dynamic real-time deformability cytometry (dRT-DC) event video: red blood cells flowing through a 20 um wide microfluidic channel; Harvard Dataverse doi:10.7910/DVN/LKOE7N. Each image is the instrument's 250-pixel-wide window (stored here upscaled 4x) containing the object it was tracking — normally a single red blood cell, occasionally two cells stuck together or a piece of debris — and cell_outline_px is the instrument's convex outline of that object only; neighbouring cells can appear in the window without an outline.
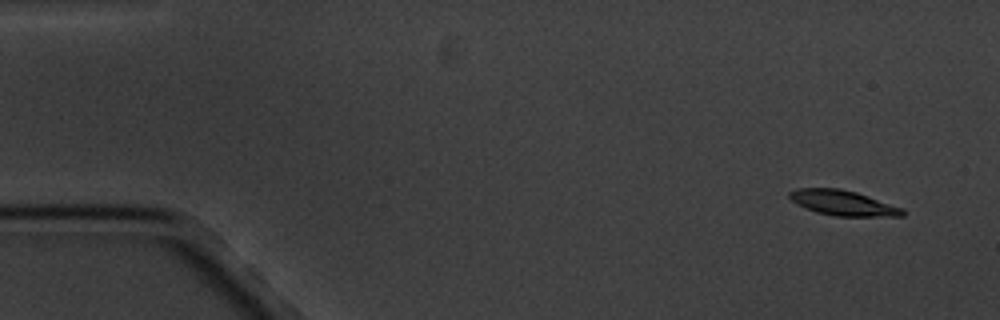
{"species": "common noctule bat (a hibernating species)", "species_latin": "Nyctalus noctula", "temperature_condition": "cold", "stored_images_in_passage": 7, "camera_frame_rate_fps": 3000, "um_per_image_px": 0.085, "animal": {"sex": "male", "body_mass_g": 20.1, "forearm_length_mm": 53.5}, "frame": {"image": 1, "passage_image": 1, "time_ms": 0.0, "image_size_px": [1000, 320], "cell_outline_px": [[904, 216], [836, 216], [816, 212], [804, 208], [796, 204], [788, 196], [788, 192], [796, 188], [840, 188], [856, 192], [904, 208]], "centroid_in_image_um": [71.63, 17.24], "position_along_channel_um": 13.4, "area_um2": 16.65}}
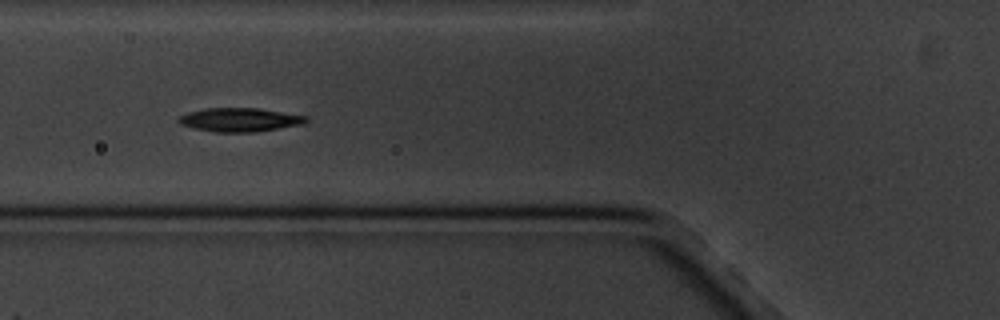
{"frame": {"image": 2, "passage_image": 6, "time_ms": 6.0, "image_size_px": [1000, 320], "cell_outline_px": [[308, 120], [304, 124], [256, 132], [216, 132], [192, 128], [180, 124], [176, 120], [180, 116], [188, 112], [204, 108], [260, 108], [308, 116]], "centroid_in_image_um": [20.38, 10.18], "position_along_channel_um": 105.4, "area_um2": 17.8}}
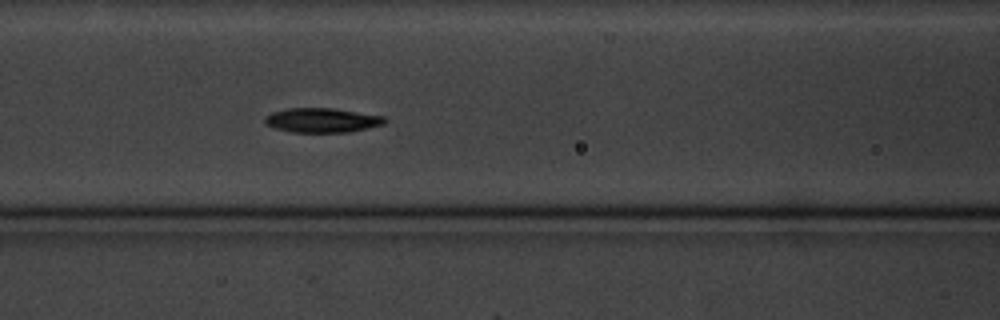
{"frame": {"image": 3, "passage_image": 7, "time_ms": 7.0, "image_size_px": [1000, 320], "cell_outline_px": [[388, 120], [384, 124], [348, 132], [292, 132], [276, 128], [264, 124], [264, 116], [272, 112], [288, 108], [332, 108], [388, 116]], "centroid_in_image_um": [27.39, 10.21], "position_along_channel_um": 139.2, "area_um2": 17.22}}